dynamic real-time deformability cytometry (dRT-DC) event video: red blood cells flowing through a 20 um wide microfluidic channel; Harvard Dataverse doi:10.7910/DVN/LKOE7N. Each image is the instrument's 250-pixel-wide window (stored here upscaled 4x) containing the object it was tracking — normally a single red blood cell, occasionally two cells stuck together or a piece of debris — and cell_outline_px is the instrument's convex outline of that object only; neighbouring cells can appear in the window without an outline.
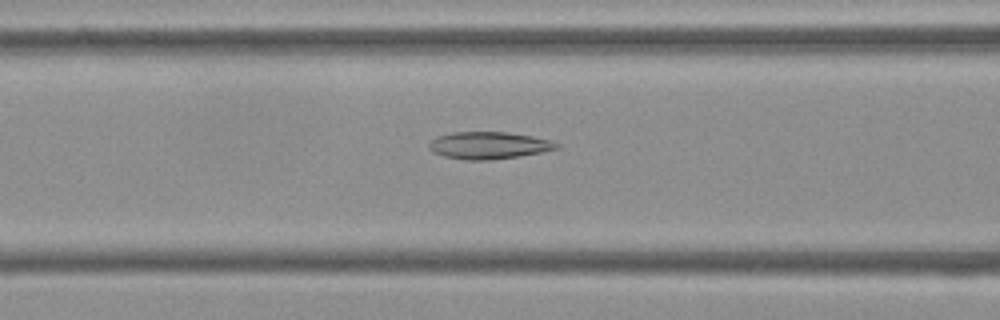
{"species": "Egyptian fruit bat (a non-hibernating species)", "species_latin": "Rousettus aegyptiacus", "temperature_condition": "cold", "stored_images_in_passage": 41, "camera_frame_rate_fps": 3000, "um_per_image_px": 0.085, "frame": {"image": 1, "passage_image": 9, "time_ms": 2.667, "image_size_px": [1000, 320], "cell_outline_px": [[560, 148], [520, 156], [488, 160], [464, 160], [444, 156], [432, 152], [428, 148], [428, 144], [436, 136], [452, 132], [508, 132], [532, 136], [552, 140], [560, 144]], "centroid_in_image_um": [41.54, 12.35], "position_along_channel_um": 125.1, "area_um2": 20.35}}
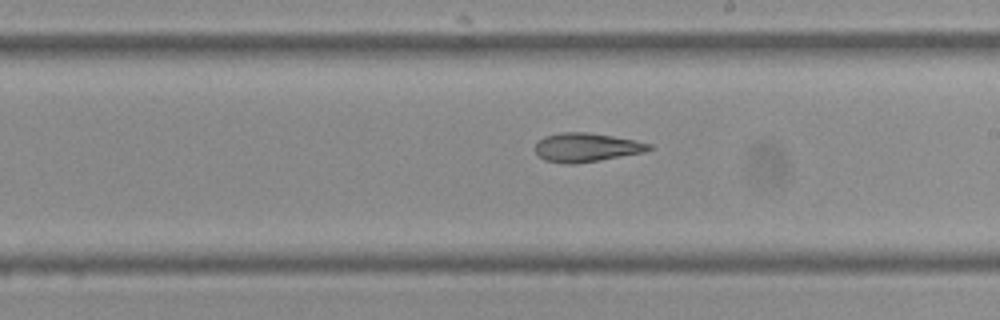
{"frame": {"image": 2, "passage_image": 18, "time_ms": 5.667, "image_size_px": [1000, 320], "cell_outline_px": [[656, 148], [644, 152], [600, 160], [576, 164], [564, 164], [544, 160], [532, 148], [536, 140], [544, 136], [560, 132], [588, 132], [636, 140], [652, 144]], "centroid_in_image_um": [49.82, 12.52], "position_along_channel_um": 239.2, "area_um2": 19.54}}
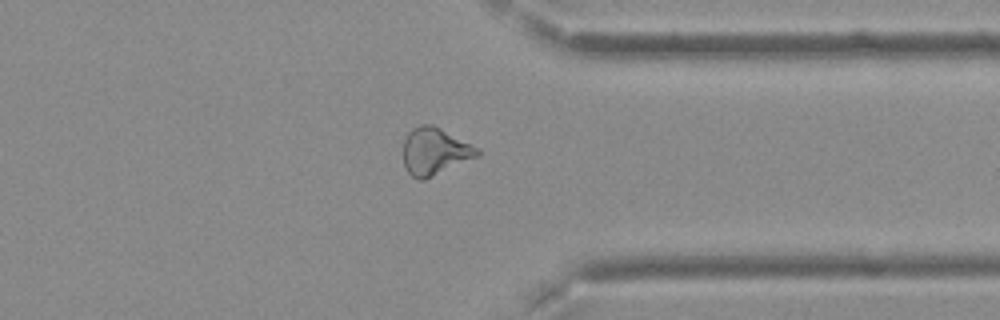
{"frame": {"image": 3, "passage_image": 29, "time_ms": 9.333, "image_size_px": [1000, 320], "cell_outline_px": [[480, 156], [424, 180], [420, 180], [412, 176], [404, 168], [404, 140], [408, 132], [412, 128], [420, 124], [432, 124], [480, 148]], "centroid_in_image_um": [36.97, 12.87], "position_along_channel_um": 374.4, "area_um2": 20.52}, "authors_computed_cell_mechanics": {"area_um2": 20.0566, "velocity_mm_per_s": 3.7978, "shape_relaxation_time_tau1_ms": null, "shape_relaxation_time_tau2_ms": 7.3514, "deformation_change_tau1": null, "deformation_change_tau2": 0.1699}}